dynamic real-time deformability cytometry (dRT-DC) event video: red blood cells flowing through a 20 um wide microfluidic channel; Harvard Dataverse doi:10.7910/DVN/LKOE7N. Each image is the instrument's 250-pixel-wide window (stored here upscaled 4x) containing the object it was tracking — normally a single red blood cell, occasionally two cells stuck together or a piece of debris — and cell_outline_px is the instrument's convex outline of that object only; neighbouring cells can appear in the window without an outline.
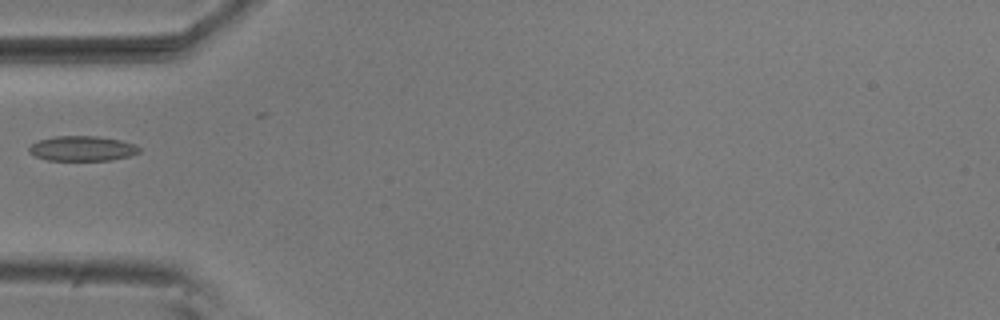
{"species": "common noctule bat (a hibernating species)", "species_latin": "Nyctalus noctula", "temperature_condition": "room temperature", "stored_images_in_passage": 6, "camera_frame_rate_fps": 3000, "um_per_image_px": 0.085, "animal": {"sex": "male", "body_mass_g": 20.5, "forearm_length_mm": 52.5}, "frame": {"image": 1, "passage_image": 4, "time_ms": 1.0, "image_size_px": [1000, 320], "cell_outline_px": [[140, 152], [128, 156], [112, 160], [48, 160], [36, 156], [28, 152], [28, 148], [32, 144], [40, 140], [56, 136], [96, 136], [120, 140], [136, 144], [140, 148]], "centroid_in_image_um": [7.01, 12.62], "position_along_channel_um": 78.0, "area_um2": 15.95}}
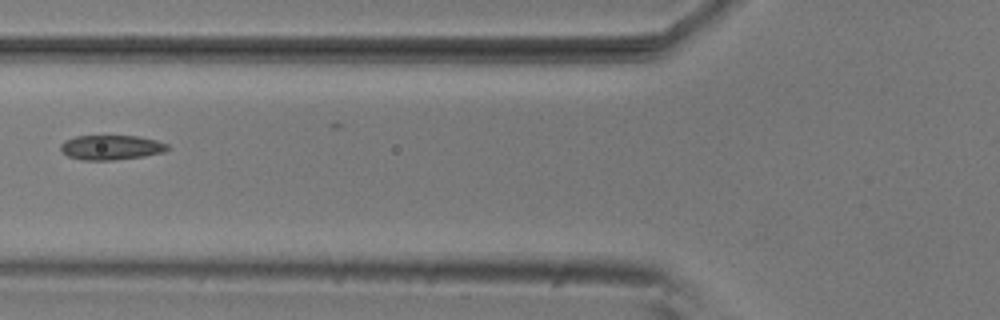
{"frame": {"image": 2, "passage_image": 5, "time_ms": 1.333, "image_size_px": [1000, 320], "cell_outline_px": [[172, 148], [164, 152], [144, 156], [112, 160], [80, 160], [68, 156], [60, 152], [60, 144], [64, 140], [76, 136], [140, 136], [156, 140], [168, 144]], "centroid_in_image_um": [9.44, 12.53], "position_along_channel_um": 116.4, "area_um2": 15.61}}